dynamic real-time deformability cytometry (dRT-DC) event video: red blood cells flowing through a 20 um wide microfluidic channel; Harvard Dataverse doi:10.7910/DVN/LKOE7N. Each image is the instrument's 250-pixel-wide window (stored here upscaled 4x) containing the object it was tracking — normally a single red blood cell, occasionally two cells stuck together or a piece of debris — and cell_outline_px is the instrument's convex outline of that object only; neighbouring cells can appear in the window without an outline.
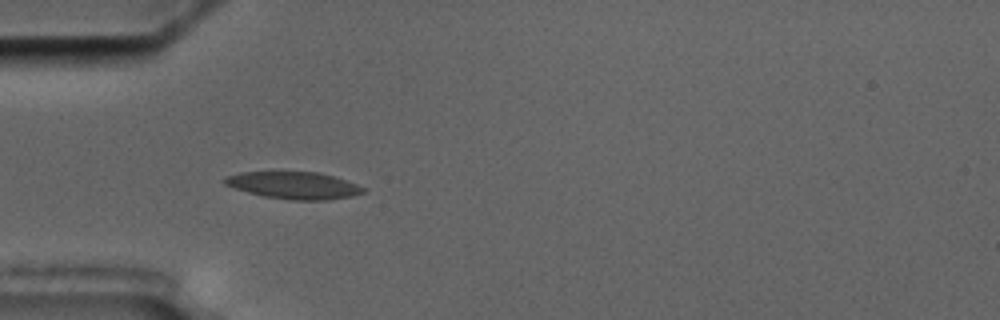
{"species": "common noctule bat (a hibernating species)", "species_latin": "Nyctalus noctula", "temperature_condition": "cold", "stored_images_in_passage": 7, "camera_frame_rate_fps": 3000, "um_per_image_px": 0.085, "animal": {"sex": "male", "body_mass_g": 17.5, "forearm_length_mm": 52.3}, "frame": {"image": 1, "passage_image": 5, "time_ms": 4.333, "image_size_px": [1000, 320], "cell_outline_px": [[364, 192], [352, 196], [328, 200], [292, 200], [264, 196], [248, 192], [224, 184], [220, 180], [224, 176], [240, 172], [320, 172], [356, 184], [364, 188]], "centroid_in_image_um": [24.92, 15.75], "position_along_channel_um": 60.1, "area_um2": 21.79}}
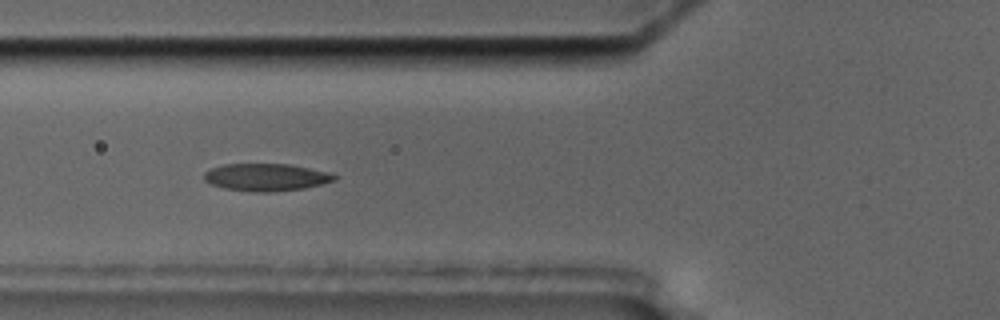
{"frame": {"image": 2, "passage_image": 6, "time_ms": 5.667, "image_size_px": [1000, 320], "cell_outline_px": [[336, 180], [304, 188], [272, 192], [252, 192], [224, 188], [212, 184], [204, 180], [204, 172], [212, 168], [224, 164], [292, 164], [332, 172], [336, 176]], "centroid_in_image_um": [22.65, 15.06], "position_along_channel_um": 103.1, "area_um2": 20.92}}